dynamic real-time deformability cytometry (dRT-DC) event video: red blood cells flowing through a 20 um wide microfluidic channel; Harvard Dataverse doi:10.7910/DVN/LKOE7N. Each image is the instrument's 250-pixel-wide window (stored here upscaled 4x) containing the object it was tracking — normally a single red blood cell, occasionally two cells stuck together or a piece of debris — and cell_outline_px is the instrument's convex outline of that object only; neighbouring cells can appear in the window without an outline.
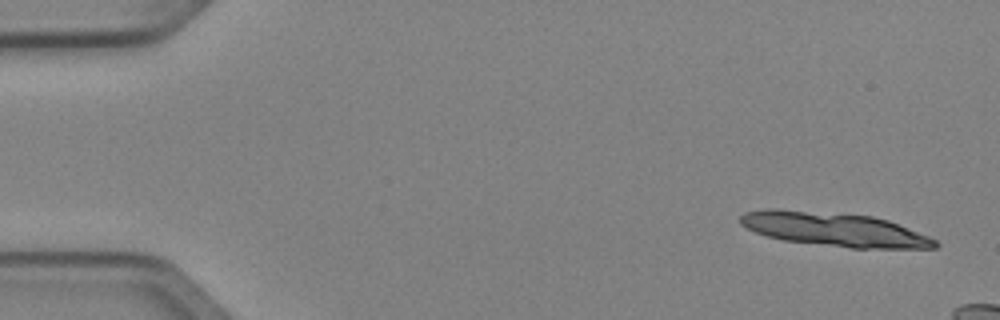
{"species": "Egyptian fruit bat (a non-hibernating species)", "species_latin": "Rousettus aegyptiacus", "temperature_condition": "cold", "stored_images_in_passage": 8, "camera_frame_rate_fps": 3000, "um_per_image_px": 0.085, "animal": {"sex": "female"}, "frame": {"image": 1, "passage_image": 1, "time_ms": 0.0, "image_size_px": [1000, 320], "cell_outline_px": [[940, 244], [936, 248], [852, 248], [784, 240], [768, 236], [756, 232], [740, 224], [740, 216], [744, 212], [764, 208], [776, 208], [872, 216], [888, 220], [928, 236], [936, 240]], "centroid_in_image_um": [70.9, 19.49], "position_along_channel_um": 14.1, "area_um2": 38.21}}